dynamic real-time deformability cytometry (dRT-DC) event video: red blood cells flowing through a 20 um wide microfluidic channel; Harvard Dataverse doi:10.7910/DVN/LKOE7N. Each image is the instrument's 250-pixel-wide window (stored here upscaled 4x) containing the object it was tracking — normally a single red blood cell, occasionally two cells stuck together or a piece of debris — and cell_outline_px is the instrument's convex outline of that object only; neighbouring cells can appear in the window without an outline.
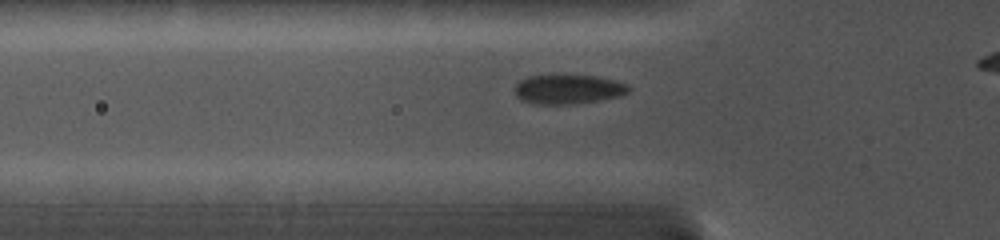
{"species": "common noctule bat (a hibernating species)", "species_latin": "Nyctalus noctula", "temperature_condition": "cold", "stored_images_in_passage": 21, "camera_frame_rate_fps": 5000, "um_per_image_px": 0.085, "animal": {"sex": "female", "body_mass_g": 19.0, "forearm_length_mm": 56.7}, "frame": {"image": 1, "passage_image": 4, "time_ms": 1.8, "image_size_px": [1000, 240], "cell_outline_px": [[632, 88], [628, 92], [620, 96], [600, 100], [572, 104], [532, 104], [520, 100], [516, 96], [516, 84], [520, 80], [528, 76], [596, 76], [628, 84]], "centroid_in_image_um": [48.29, 7.61], "position_along_channel_um": 77.5, "area_um2": 19.36}}
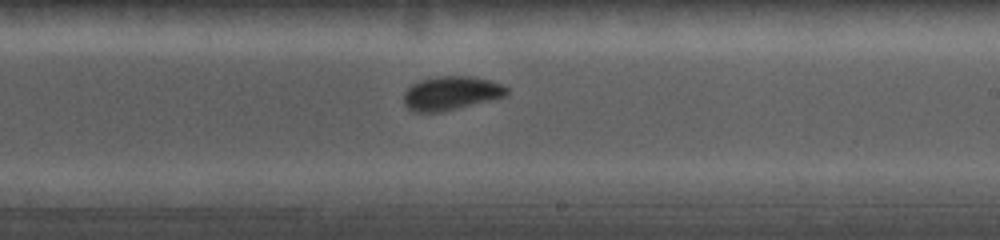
{"frame": {"image": 2, "passage_image": 12, "time_ms": 6.2, "image_size_px": [1000, 240], "cell_outline_px": [[508, 96], [444, 112], [412, 112], [404, 104], [404, 92], [412, 84], [420, 80], [432, 76], [472, 76], [488, 80], [500, 84], [508, 88]], "centroid_in_image_um": [38.33, 7.93], "position_along_channel_um": 250.7, "area_um2": 20.58}}
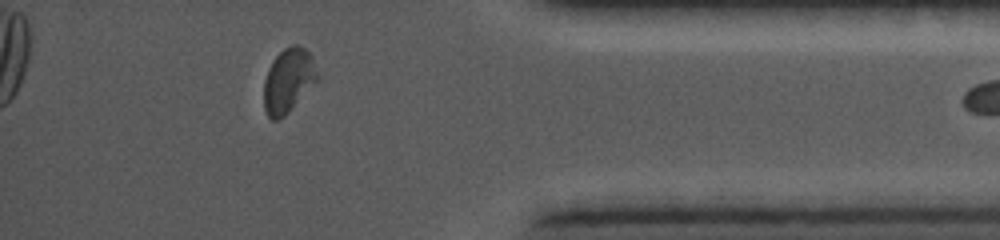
{"frame": {"image": 3, "passage_image": 20, "time_ms": 10.6, "image_size_px": [1000, 240], "cell_outline_px": [[320, 80], [284, 116], [276, 120], [272, 120], [268, 116], [264, 108], [264, 80], [268, 68], [272, 60], [284, 48], [292, 44], [300, 44], [312, 56], [320, 76]], "centroid_in_image_um": [24.54, 6.82], "position_along_channel_um": 410.7, "area_um2": 20.4}}